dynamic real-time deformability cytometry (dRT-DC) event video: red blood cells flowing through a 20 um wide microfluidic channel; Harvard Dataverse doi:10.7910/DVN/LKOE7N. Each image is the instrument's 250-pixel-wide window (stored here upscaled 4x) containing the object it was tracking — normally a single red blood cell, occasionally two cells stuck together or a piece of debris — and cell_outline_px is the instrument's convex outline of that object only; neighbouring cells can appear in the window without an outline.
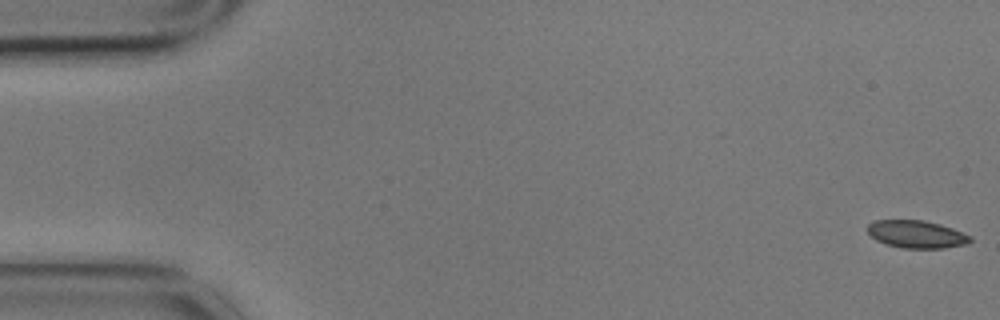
{"species": "common noctule bat (a hibernating species)", "species_latin": "Nyctalus noctula", "temperature_condition": "cold", "stored_images_in_passage": 53, "camera_frame_rate_fps": 3000, "um_per_image_px": 0.085, "animal": {"sex": "male", "body_mass_g": 17.9}, "frame": {"image": 1, "passage_image": 1, "time_ms": 0.0, "image_size_px": [1000, 320], "cell_outline_px": [[972, 240], [968, 244], [944, 248], [900, 248], [884, 244], [876, 240], [868, 232], [868, 224], [876, 220], [924, 220], [940, 224], [952, 228], [972, 236]], "centroid_in_image_um": [77.92, 19.92], "position_along_channel_um": 7.1, "area_um2": 16.65}}
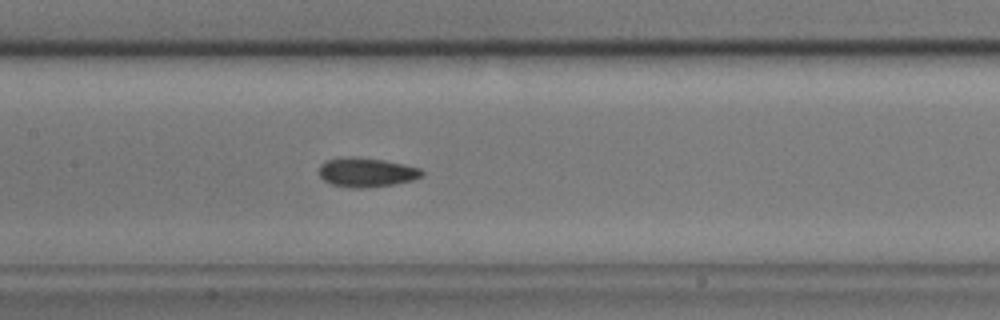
{"frame": {"image": 2, "passage_image": 27, "time_ms": 8.667, "image_size_px": [1000, 320], "cell_outline_px": [[424, 176], [412, 180], [392, 184], [360, 188], [352, 188], [332, 184], [324, 180], [320, 176], [320, 164], [328, 160], [340, 156], [352, 156], [384, 160], [404, 164], [420, 168], [424, 172]], "centroid_in_image_um": [31.15, 14.63], "position_along_channel_um": 176.2, "area_um2": 17.51}}
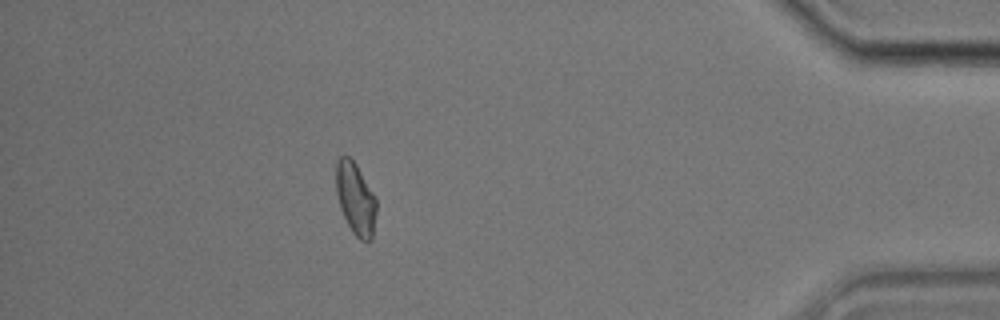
{"frame": {"image": 3, "passage_image": 51, "time_ms": 16.667, "image_size_px": [1000, 320], "cell_outline_px": [[376, 212], [372, 240], [360, 240], [352, 232], [340, 208], [336, 192], [336, 160], [340, 156], [348, 156], [356, 164], [376, 196]], "centroid_in_image_um": [30.22, 16.87], "position_along_channel_um": 405.0, "area_um2": 16.99}, "authors_computed_cell_mechanics": {"area_um2": 16.8776, "velocity_mm_per_s": 3.4776, "shape_relaxation_time_tau1_ms": null, "shape_relaxation_time_tau2_ms": 5.9088, "deformation_change_tau1": null, "deformation_change_tau2": 0.0789}}